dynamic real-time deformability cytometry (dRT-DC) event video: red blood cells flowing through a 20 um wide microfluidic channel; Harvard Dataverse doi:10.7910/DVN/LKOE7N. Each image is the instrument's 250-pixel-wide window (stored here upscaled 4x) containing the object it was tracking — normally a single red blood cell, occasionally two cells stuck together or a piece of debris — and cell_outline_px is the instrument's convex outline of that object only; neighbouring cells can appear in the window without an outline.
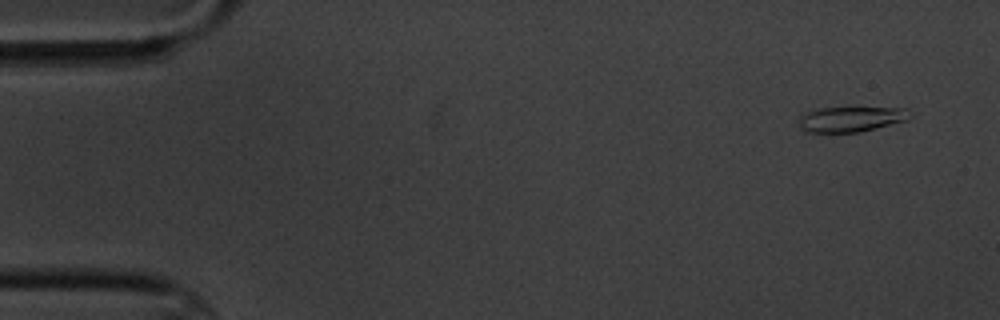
{"species": "common noctule bat (a hibernating species)", "species_latin": "Nyctalus noctula", "temperature_condition": "cold", "stored_images_in_passage": 7, "camera_frame_rate_fps": 3000, "um_per_image_px": 0.085, "animal": {"sex": "male", "body_mass_g": 20.1, "forearm_length_mm": 53.5}, "frame": {"image": 1, "passage_image": 1, "time_ms": 0.0, "image_size_px": [1000, 320], "cell_outline_px": [[912, 116], [908, 120], [860, 132], [804, 132], [800, 128], [800, 116], [804, 112], [816, 108], [848, 104], [852, 104], [908, 108], [912, 112]], "centroid_in_image_um": [72.4, 10.04], "position_along_channel_um": 12.6, "area_um2": 17.86}}
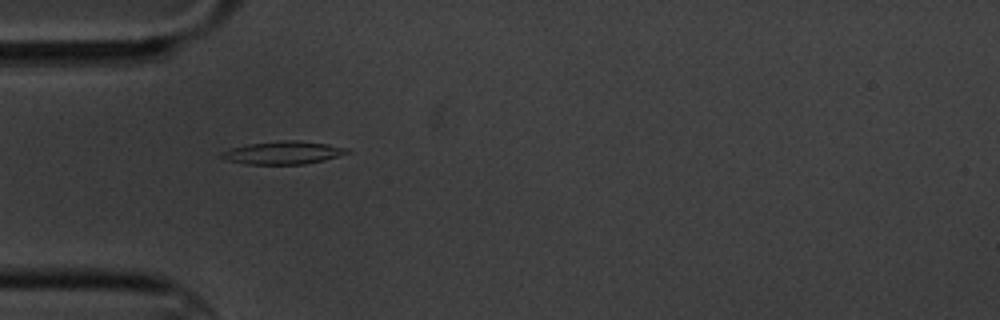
{"frame": {"image": 2, "passage_image": 5, "time_ms": 4.667, "image_size_px": [1000, 320], "cell_outline_px": [[352, 152], [324, 160], [304, 164], [248, 164], [228, 160], [220, 156], [220, 152], [232, 148], [248, 144], [284, 140], [296, 140], [328, 144], [348, 148]], "centroid_in_image_um": [24.1, 12.97], "position_along_channel_um": 60.9, "area_um2": 16.65}}
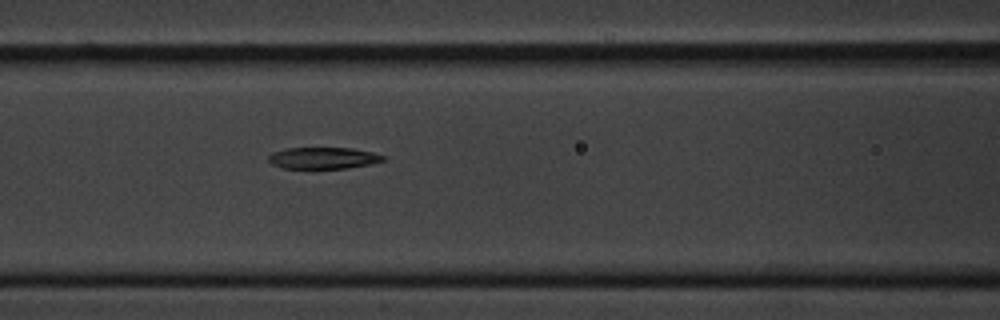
{"frame": {"image": 3, "passage_image": 7, "time_ms": 7.0, "image_size_px": [1000, 320], "cell_outline_px": [[384, 160], [368, 164], [348, 168], [284, 168], [272, 164], [268, 160], [268, 156], [272, 152], [284, 148], [352, 148], [372, 152], [384, 156]], "centroid_in_image_um": [27.43, 13.42], "position_along_channel_um": 139.2, "area_um2": 14.28}}